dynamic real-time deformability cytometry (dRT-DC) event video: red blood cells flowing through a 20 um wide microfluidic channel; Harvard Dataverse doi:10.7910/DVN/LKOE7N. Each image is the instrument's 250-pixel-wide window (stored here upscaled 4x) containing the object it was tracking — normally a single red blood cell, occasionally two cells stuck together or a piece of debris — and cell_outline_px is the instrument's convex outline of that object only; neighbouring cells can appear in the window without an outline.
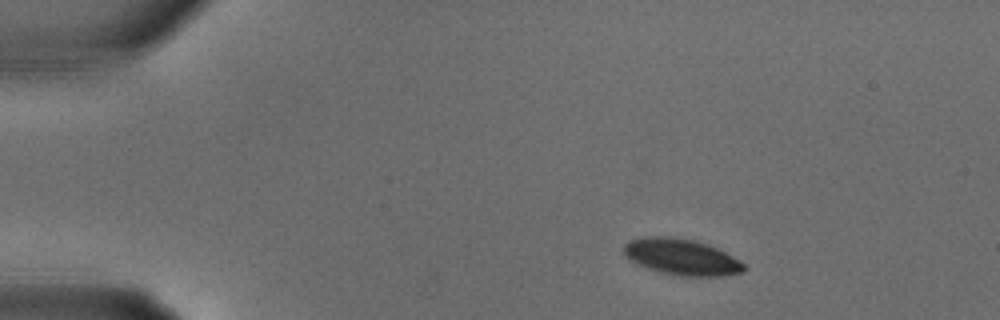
{"species": "common noctule bat (a hibernating species)", "species_latin": "Nyctalus noctula", "temperature_condition": "warm", "stored_images_in_passage": 26, "camera_frame_rate_fps": 3000, "um_per_image_px": 0.085, "animal": {"sex": "male", "body_mass_g": 18.8}, "frame": {"image": 1, "passage_image": 1, "time_ms": 0.0, "image_size_px": [1000, 320], "cell_outline_px": [[744, 272], [720, 276], [680, 276], [660, 272], [636, 264], [628, 260], [624, 256], [624, 244], [628, 240], [644, 236], [668, 236], [692, 240], [716, 248], [740, 260], [744, 264]], "centroid_in_image_um": [57.87, 21.84], "position_along_channel_um": 27.1, "area_um2": 25.32}}
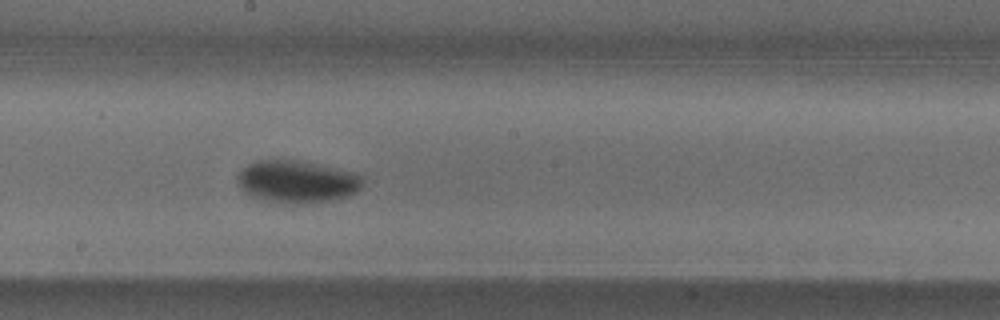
{"frame": {"image": 2, "passage_image": 13, "time_ms": 4.0, "image_size_px": [1000, 320], "cell_outline_px": [[364, 184], [356, 192], [348, 196], [332, 200], [304, 204], [284, 204], [252, 196], [244, 192], [240, 188], [236, 180], [236, 176], [248, 164], [256, 160], [296, 160], [352, 172], [364, 176]], "centroid_in_image_um": [25.24, 15.45], "position_along_channel_um": 223.0, "area_um2": 30.98}}
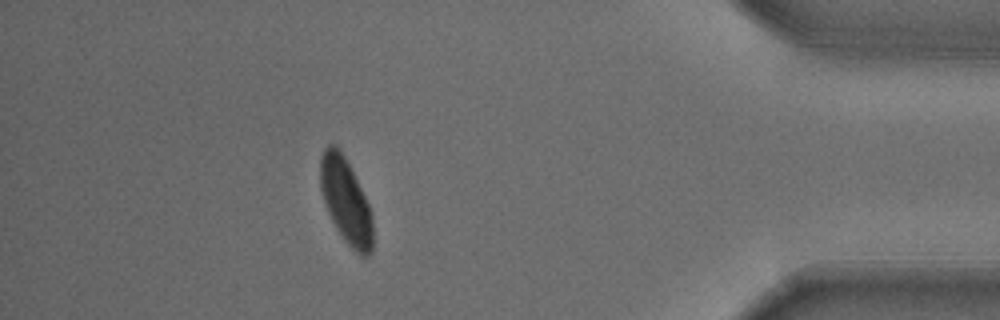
{"frame": {"image": 3, "passage_image": 23, "time_ms": 7.333, "image_size_px": [1000, 320], "cell_outline_px": [[372, 252], [368, 256], [360, 256], [344, 240], [336, 228], [328, 212], [320, 188], [320, 156], [324, 148], [328, 144], [336, 144], [340, 148], [372, 212]], "centroid_in_image_um": [29.38, 17.07], "position_along_channel_um": 405.8, "area_um2": 25.84}}